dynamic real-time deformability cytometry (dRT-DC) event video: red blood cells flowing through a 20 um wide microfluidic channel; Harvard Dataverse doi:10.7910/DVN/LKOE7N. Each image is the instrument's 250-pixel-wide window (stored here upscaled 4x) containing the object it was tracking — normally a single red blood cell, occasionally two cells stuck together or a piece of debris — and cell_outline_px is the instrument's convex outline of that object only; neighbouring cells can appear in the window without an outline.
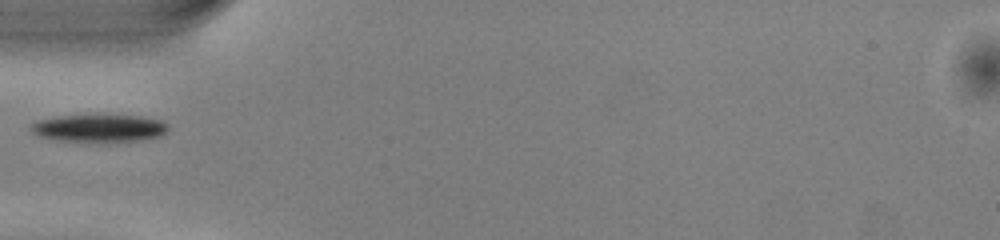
{"species": "common noctule bat (a hibernating species)", "species_latin": "Nyctalus noctula", "temperature_condition": "warm", "stored_images_in_passage": 35, "camera_frame_rate_fps": 3000, "um_per_image_px": 0.085, "animal": {"sex": "male", "body_mass_g": 13.0, "forearm_length_mm": 53.1}, "frame": {"image": 1, "passage_image": 1, "time_ms": 0.0, "image_size_px": [1000, 240], "cell_outline_px": [[168, 128], [160, 136], [144, 140], [108, 144], [80, 144], [52, 140], [36, 136], [32, 132], [32, 124], [36, 120], [56, 116], [96, 112], [140, 116], [164, 120], [168, 124]], "centroid_in_image_um": [8.4, 10.91], "position_along_channel_um": 76.6, "area_um2": 24.45}}
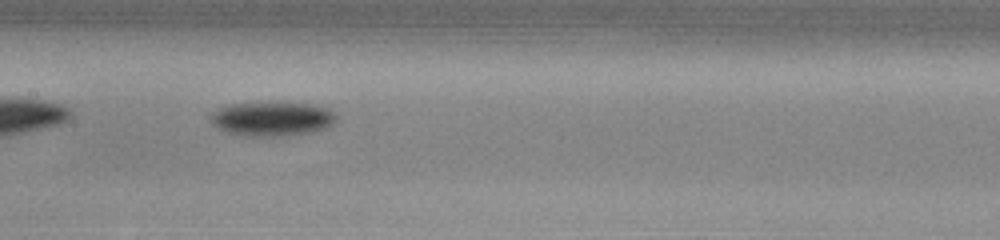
{"frame": {"image": 2, "passage_image": 9, "time_ms": 2.667, "image_size_px": [1000, 240], "cell_outline_px": [[336, 120], [332, 124], [324, 128], [308, 132], [280, 136], [248, 136], [228, 132], [212, 124], [212, 112], [228, 104], [268, 100], [276, 100], [320, 104], [336, 112]], "centroid_in_image_um": [23.18, 10.03], "position_along_channel_um": 184.2, "area_um2": 25.89}}
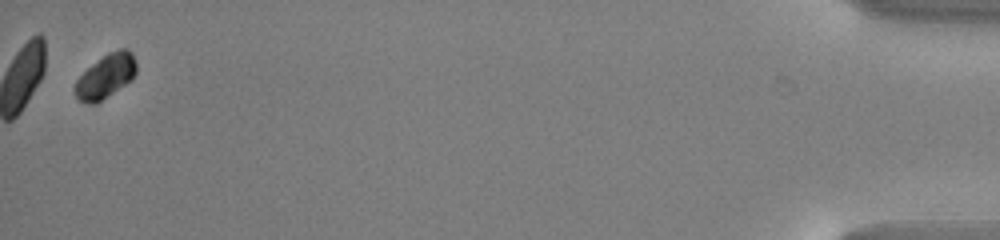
{"frame": {"image": 3, "passage_image": 34, "time_ms": 11.0, "image_size_px": [1000, 240], "cell_outline_px": [[136, 72], [132, 80], [96, 104], [92, 104], [80, 100], [76, 96], [76, 80], [88, 68], [108, 52], [120, 48], [128, 48], [132, 52], [136, 60]], "centroid_in_image_um": [9.04, 6.45], "position_along_channel_um": 426.2, "area_um2": 15.55}}